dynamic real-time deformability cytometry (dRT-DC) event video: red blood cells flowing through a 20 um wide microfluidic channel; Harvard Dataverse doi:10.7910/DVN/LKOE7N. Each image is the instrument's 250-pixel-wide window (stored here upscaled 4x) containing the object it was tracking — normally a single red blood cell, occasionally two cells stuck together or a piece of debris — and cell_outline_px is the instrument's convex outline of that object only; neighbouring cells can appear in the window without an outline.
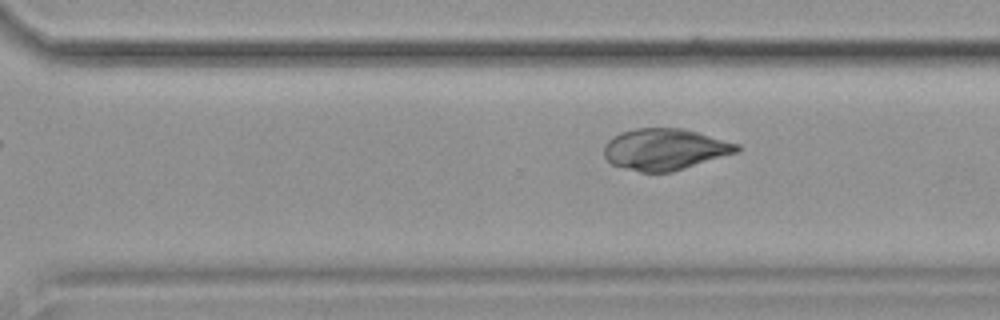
{"species": "common noctule bat (a hibernating species)", "species_latin": "Nyctalus noctula", "temperature_condition": "cold", "stored_images_in_passage": 11, "camera_frame_rate_fps": 3000, "um_per_image_px": 0.085, "animal": {"sex": "female", "body_mass_g": 19.9}, "frame": {"image": 1, "passage_image": 11, "time_ms": 12.667, "image_size_px": [1000, 320], "cell_outline_px": [[740, 148], [736, 152], [672, 172], [640, 172], [612, 164], [604, 156], [604, 144], [612, 136], [620, 132], [636, 128], [684, 128], [740, 144]], "centroid_in_image_um": [56.49, 12.67], "position_along_channel_um": 314.1, "area_um2": 31.96}}